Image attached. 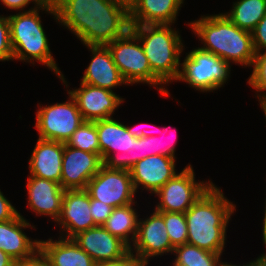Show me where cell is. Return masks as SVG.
<instances>
[{"mask_svg":"<svg viewBox=\"0 0 266 266\" xmlns=\"http://www.w3.org/2000/svg\"><path fill=\"white\" fill-rule=\"evenodd\" d=\"M13 61L8 16L0 15V61Z\"/></svg>","mask_w":266,"mask_h":266,"instance_id":"4dcf8cb0","label":"cell"},{"mask_svg":"<svg viewBox=\"0 0 266 266\" xmlns=\"http://www.w3.org/2000/svg\"><path fill=\"white\" fill-rule=\"evenodd\" d=\"M265 210H264V217H263V229H262V232H263V239L262 240H266V198H265Z\"/></svg>","mask_w":266,"mask_h":266,"instance_id":"7bdbcfd3","label":"cell"},{"mask_svg":"<svg viewBox=\"0 0 266 266\" xmlns=\"http://www.w3.org/2000/svg\"><path fill=\"white\" fill-rule=\"evenodd\" d=\"M166 230L173 247L187 243L188 228L185 213L162 212Z\"/></svg>","mask_w":266,"mask_h":266,"instance_id":"83f0119b","label":"cell"},{"mask_svg":"<svg viewBox=\"0 0 266 266\" xmlns=\"http://www.w3.org/2000/svg\"><path fill=\"white\" fill-rule=\"evenodd\" d=\"M14 266H49V263L40 253V251H38L33 257L29 259L15 261Z\"/></svg>","mask_w":266,"mask_h":266,"instance_id":"f35d334b","label":"cell"},{"mask_svg":"<svg viewBox=\"0 0 266 266\" xmlns=\"http://www.w3.org/2000/svg\"><path fill=\"white\" fill-rule=\"evenodd\" d=\"M68 100L53 105L41 106L36 112L35 128L38 138L65 143L84 122L74 98L68 93Z\"/></svg>","mask_w":266,"mask_h":266,"instance_id":"ba28073f","label":"cell"},{"mask_svg":"<svg viewBox=\"0 0 266 266\" xmlns=\"http://www.w3.org/2000/svg\"><path fill=\"white\" fill-rule=\"evenodd\" d=\"M103 165L96 153L85 152L64 143L60 185L64 190L86 189L87 183Z\"/></svg>","mask_w":266,"mask_h":266,"instance_id":"9a60e30c","label":"cell"},{"mask_svg":"<svg viewBox=\"0 0 266 266\" xmlns=\"http://www.w3.org/2000/svg\"><path fill=\"white\" fill-rule=\"evenodd\" d=\"M259 104L261 105V109H263L264 115H265V119H266V98L263 99L262 101L259 102Z\"/></svg>","mask_w":266,"mask_h":266,"instance_id":"f6af8a7d","label":"cell"},{"mask_svg":"<svg viewBox=\"0 0 266 266\" xmlns=\"http://www.w3.org/2000/svg\"><path fill=\"white\" fill-rule=\"evenodd\" d=\"M64 143L39 139L29 159L30 176L60 184Z\"/></svg>","mask_w":266,"mask_h":266,"instance_id":"44dd1931","label":"cell"},{"mask_svg":"<svg viewBox=\"0 0 266 266\" xmlns=\"http://www.w3.org/2000/svg\"><path fill=\"white\" fill-rule=\"evenodd\" d=\"M45 0H0V2L8 9L10 10H18V11H29V10H24L26 7L33 2L34 7H38L41 5Z\"/></svg>","mask_w":266,"mask_h":266,"instance_id":"8d00e7d4","label":"cell"},{"mask_svg":"<svg viewBox=\"0 0 266 266\" xmlns=\"http://www.w3.org/2000/svg\"><path fill=\"white\" fill-rule=\"evenodd\" d=\"M236 206L214 183L185 212L187 243L223 254L227 227Z\"/></svg>","mask_w":266,"mask_h":266,"instance_id":"7a4b0ae2","label":"cell"},{"mask_svg":"<svg viewBox=\"0 0 266 266\" xmlns=\"http://www.w3.org/2000/svg\"><path fill=\"white\" fill-rule=\"evenodd\" d=\"M95 124L103 165L109 169L129 170V150L135 137L124 123L113 117L97 120Z\"/></svg>","mask_w":266,"mask_h":266,"instance_id":"8fae6325","label":"cell"},{"mask_svg":"<svg viewBox=\"0 0 266 266\" xmlns=\"http://www.w3.org/2000/svg\"><path fill=\"white\" fill-rule=\"evenodd\" d=\"M15 260L0 250V266H14Z\"/></svg>","mask_w":266,"mask_h":266,"instance_id":"ab89813d","label":"cell"},{"mask_svg":"<svg viewBox=\"0 0 266 266\" xmlns=\"http://www.w3.org/2000/svg\"><path fill=\"white\" fill-rule=\"evenodd\" d=\"M151 154L150 139L149 138H135L131 142L129 150V170L138 161L148 157Z\"/></svg>","mask_w":266,"mask_h":266,"instance_id":"1f68e13d","label":"cell"},{"mask_svg":"<svg viewBox=\"0 0 266 266\" xmlns=\"http://www.w3.org/2000/svg\"><path fill=\"white\" fill-rule=\"evenodd\" d=\"M56 22L85 46L107 45L130 30L129 10L115 0H52Z\"/></svg>","mask_w":266,"mask_h":266,"instance_id":"6da1fadb","label":"cell"},{"mask_svg":"<svg viewBox=\"0 0 266 266\" xmlns=\"http://www.w3.org/2000/svg\"><path fill=\"white\" fill-rule=\"evenodd\" d=\"M263 244L266 247V240H263ZM256 266H266V253L261 254L255 260H253Z\"/></svg>","mask_w":266,"mask_h":266,"instance_id":"60d3db41","label":"cell"},{"mask_svg":"<svg viewBox=\"0 0 266 266\" xmlns=\"http://www.w3.org/2000/svg\"><path fill=\"white\" fill-rule=\"evenodd\" d=\"M221 266H256V265L252 260V261H250L248 263H244L242 265H236V264H232V263H228V262H222Z\"/></svg>","mask_w":266,"mask_h":266,"instance_id":"ee69618b","label":"cell"},{"mask_svg":"<svg viewBox=\"0 0 266 266\" xmlns=\"http://www.w3.org/2000/svg\"><path fill=\"white\" fill-rule=\"evenodd\" d=\"M136 203L137 201L129 205L113 208L111 215L102 225L108 232L119 237L129 247L133 244L138 230L139 215H137L138 213L133 207L136 206Z\"/></svg>","mask_w":266,"mask_h":266,"instance_id":"cb8c5ba5","label":"cell"},{"mask_svg":"<svg viewBox=\"0 0 266 266\" xmlns=\"http://www.w3.org/2000/svg\"><path fill=\"white\" fill-rule=\"evenodd\" d=\"M66 91L76 101L84 121L112 118L115 110L124 103V98L115 92L82 82L79 88Z\"/></svg>","mask_w":266,"mask_h":266,"instance_id":"4fadbf2b","label":"cell"},{"mask_svg":"<svg viewBox=\"0 0 266 266\" xmlns=\"http://www.w3.org/2000/svg\"><path fill=\"white\" fill-rule=\"evenodd\" d=\"M188 26L203 44L200 49L217 55L229 64L252 66L256 53L251 32L237 27L223 13L201 15Z\"/></svg>","mask_w":266,"mask_h":266,"instance_id":"277c9868","label":"cell"},{"mask_svg":"<svg viewBox=\"0 0 266 266\" xmlns=\"http://www.w3.org/2000/svg\"><path fill=\"white\" fill-rule=\"evenodd\" d=\"M252 74L247 83L255 89V97L260 101L266 98V51L255 54Z\"/></svg>","mask_w":266,"mask_h":266,"instance_id":"f1b7e54d","label":"cell"},{"mask_svg":"<svg viewBox=\"0 0 266 266\" xmlns=\"http://www.w3.org/2000/svg\"><path fill=\"white\" fill-rule=\"evenodd\" d=\"M20 212L3 195L0 189V222L14 219Z\"/></svg>","mask_w":266,"mask_h":266,"instance_id":"e575fe53","label":"cell"},{"mask_svg":"<svg viewBox=\"0 0 266 266\" xmlns=\"http://www.w3.org/2000/svg\"><path fill=\"white\" fill-rule=\"evenodd\" d=\"M255 53L266 51V14L251 31Z\"/></svg>","mask_w":266,"mask_h":266,"instance_id":"836d02e7","label":"cell"},{"mask_svg":"<svg viewBox=\"0 0 266 266\" xmlns=\"http://www.w3.org/2000/svg\"><path fill=\"white\" fill-rule=\"evenodd\" d=\"M147 218H139L138 230L130 252L145 266L150 258L172 254L174 247L170 242L162 212L153 209Z\"/></svg>","mask_w":266,"mask_h":266,"instance_id":"7c38bea8","label":"cell"},{"mask_svg":"<svg viewBox=\"0 0 266 266\" xmlns=\"http://www.w3.org/2000/svg\"><path fill=\"white\" fill-rule=\"evenodd\" d=\"M168 128L169 127L166 128V126H164L162 129L157 128V130H159L157 132H160L159 134H161L162 136L164 134L167 135V132L171 131ZM175 131H176V129H175ZM174 133L177 134L176 132H174ZM149 139H150L151 154H153V155H162V156H165V157H168V158L177 159L176 156H175V151H176L175 146H176V143H177L176 140L175 141L174 140L171 141V143H166L167 145L164 142V144H165V146H164L163 141L159 140V137H157L155 135L153 137L149 138Z\"/></svg>","mask_w":266,"mask_h":266,"instance_id":"f546056e","label":"cell"},{"mask_svg":"<svg viewBox=\"0 0 266 266\" xmlns=\"http://www.w3.org/2000/svg\"><path fill=\"white\" fill-rule=\"evenodd\" d=\"M28 206L36 216L51 217L58 220L65 190L55 181L30 176L27 180Z\"/></svg>","mask_w":266,"mask_h":266,"instance_id":"ffe728a7","label":"cell"},{"mask_svg":"<svg viewBox=\"0 0 266 266\" xmlns=\"http://www.w3.org/2000/svg\"><path fill=\"white\" fill-rule=\"evenodd\" d=\"M90 198L104 202L112 208L135 202L136 195L129 170L109 169L102 165L85 189Z\"/></svg>","mask_w":266,"mask_h":266,"instance_id":"30bf717a","label":"cell"},{"mask_svg":"<svg viewBox=\"0 0 266 266\" xmlns=\"http://www.w3.org/2000/svg\"><path fill=\"white\" fill-rule=\"evenodd\" d=\"M113 61L128 85L148 84L160 91L162 96H170L164 84L152 73L139 38L129 30L123 37L106 45ZM159 86V87H158Z\"/></svg>","mask_w":266,"mask_h":266,"instance_id":"8992f818","label":"cell"},{"mask_svg":"<svg viewBox=\"0 0 266 266\" xmlns=\"http://www.w3.org/2000/svg\"><path fill=\"white\" fill-rule=\"evenodd\" d=\"M67 146L96 153L100 156V146L95 122L84 121L66 142Z\"/></svg>","mask_w":266,"mask_h":266,"instance_id":"4316f807","label":"cell"},{"mask_svg":"<svg viewBox=\"0 0 266 266\" xmlns=\"http://www.w3.org/2000/svg\"><path fill=\"white\" fill-rule=\"evenodd\" d=\"M231 66L217 55L193 48L180 63L176 81L188 83L194 90L213 92L223 87L230 77Z\"/></svg>","mask_w":266,"mask_h":266,"instance_id":"52a82bcc","label":"cell"},{"mask_svg":"<svg viewBox=\"0 0 266 266\" xmlns=\"http://www.w3.org/2000/svg\"><path fill=\"white\" fill-rule=\"evenodd\" d=\"M148 125V126H147ZM155 127L156 125H150V124H139L138 126L136 127H129L126 125V128H127V131L132 135L134 136L135 138H151L154 136V132L156 131L157 132V129H149L147 127ZM146 127V129H144Z\"/></svg>","mask_w":266,"mask_h":266,"instance_id":"74e56055","label":"cell"},{"mask_svg":"<svg viewBox=\"0 0 266 266\" xmlns=\"http://www.w3.org/2000/svg\"><path fill=\"white\" fill-rule=\"evenodd\" d=\"M183 3L184 0H138L129 10L130 25H173Z\"/></svg>","mask_w":266,"mask_h":266,"instance_id":"7402d4cb","label":"cell"},{"mask_svg":"<svg viewBox=\"0 0 266 266\" xmlns=\"http://www.w3.org/2000/svg\"><path fill=\"white\" fill-rule=\"evenodd\" d=\"M39 251L49 266H95L96 262L73 239H39Z\"/></svg>","mask_w":266,"mask_h":266,"instance_id":"603a6c76","label":"cell"},{"mask_svg":"<svg viewBox=\"0 0 266 266\" xmlns=\"http://www.w3.org/2000/svg\"><path fill=\"white\" fill-rule=\"evenodd\" d=\"M96 263L114 261L125 256L130 247L102 225L82 231L72 238Z\"/></svg>","mask_w":266,"mask_h":266,"instance_id":"2e32d148","label":"cell"},{"mask_svg":"<svg viewBox=\"0 0 266 266\" xmlns=\"http://www.w3.org/2000/svg\"><path fill=\"white\" fill-rule=\"evenodd\" d=\"M175 162V159L153 154L138 161L129 170L135 192H138L139 186L151 194L157 192L178 173Z\"/></svg>","mask_w":266,"mask_h":266,"instance_id":"e0dca14e","label":"cell"},{"mask_svg":"<svg viewBox=\"0 0 266 266\" xmlns=\"http://www.w3.org/2000/svg\"><path fill=\"white\" fill-rule=\"evenodd\" d=\"M95 266H145L130 251L120 259L96 263Z\"/></svg>","mask_w":266,"mask_h":266,"instance_id":"d590c367","label":"cell"},{"mask_svg":"<svg viewBox=\"0 0 266 266\" xmlns=\"http://www.w3.org/2000/svg\"><path fill=\"white\" fill-rule=\"evenodd\" d=\"M171 24L131 25L148 58L152 73L165 85L176 82L184 44Z\"/></svg>","mask_w":266,"mask_h":266,"instance_id":"5b68a950","label":"cell"},{"mask_svg":"<svg viewBox=\"0 0 266 266\" xmlns=\"http://www.w3.org/2000/svg\"><path fill=\"white\" fill-rule=\"evenodd\" d=\"M223 13L237 27L252 31L266 14V0H237Z\"/></svg>","mask_w":266,"mask_h":266,"instance_id":"d4e9b609","label":"cell"},{"mask_svg":"<svg viewBox=\"0 0 266 266\" xmlns=\"http://www.w3.org/2000/svg\"><path fill=\"white\" fill-rule=\"evenodd\" d=\"M212 184L211 180L198 182L192 165L188 164L154 193L159 198L154 209L185 213Z\"/></svg>","mask_w":266,"mask_h":266,"instance_id":"9c48e42d","label":"cell"},{"mask_svg":"<svg viewBox=\"0 0 266 266\" xmlns=\"http://www.w3.org/2000/svg\"><path fill=\"white\" fill-rule=\"evenodd\" d=\"M90 213V196L85 189L65 190L56 221L62 229L59 236L72 239L78 233L96 227Z\"/></svg>","mask_w":266,"mask_h":266,"instance_id":"5bb4252c","label":"cell"},{"mask_svg":"<svg viewBox=\"0 0 266 266\" xmlns=\"http://www.w3.org/2000/svg\"><path fill=\"white\" fill-rule=\"evenodd\" d=\"M91 216L96 225H103L107 218L111 215L113 208L104 202L90 198Z\"/></svg>","mask_w":266,"mask_h":266,"instance_id":"d6a6232c","label":"cell"},{"mask_svg":"<svg viewBox=\"0 0 266 266\" xmlns=\"http://www.w3.org/2000/svg\"><path fill=\"white\" fill-rule=\"evenodd\" d=\"M40 10L54 16L56 20L52 0H45L38 7H31L29 11H22L8 16L13 60L33 63V65L34 61L40 62L53 71L67 89L68 82L52 56L49 40L40 19Z\"/></svg>","mask_w":266,"mask_h":266,"instance_id":"3957f363","label":"cell"},{"mask_svg":"<svg viewBox=\"0 0 266 266\" xmlns=\"http://www.w3.org/2000/svg\"><path fill=\"white\" fill-rule=\"evenodd\" d=\"M31 227L35 229L21 213L12 220L0 222V250L15 261L33 257L39 251V240L27 237L24 232Z\"/></svg>","mask_w":266,"mask_h":266,"instance_id":"ac0fdd59","label":"cell"},{"mask_svg":"<svg viewBox=\"0 0 266 266\" xmlns=\"http://www.w3.org/2000/svg\"><path fill=\"white\" fill-rule=\"evenodd\" d=\"M115 1L120 5L125 6L128 10H130L138 0H115Z\"/></svg>","mask_w":266,"mask_h":266,"instance_id":"b9f144b4","label":"cell"},{"mask_svg":"<svg viewBox=\"0 0 266 266\" xmlns=\"http://www.w3.org/2000/svg\"><path fill=\"white\" fill-rule=\"evenodd\" d=\"M176 257L172 266H221V254L213 253L198 248L195 245L185 243L174 247Z\"/></svg>","mask_w":266,"mask_h":266,"instance_id":"484cf974","label":"cell"},{"mask_svg":"<svg viewBox=\"0 0 266 266\" xmlns=\"http://www.w3.org/2000/svg\"><path fill=\"white\" fill-rule=\"evenodd\" d=\"M92 59L84 71L81 82L110 91L117 86L128 85L113 61L112 54L105 45L87 46Z\"/></svg>","mask_w":266,"mask_h":266,"instance_id":"d6986e66","label":"cell"}]
</instances>
